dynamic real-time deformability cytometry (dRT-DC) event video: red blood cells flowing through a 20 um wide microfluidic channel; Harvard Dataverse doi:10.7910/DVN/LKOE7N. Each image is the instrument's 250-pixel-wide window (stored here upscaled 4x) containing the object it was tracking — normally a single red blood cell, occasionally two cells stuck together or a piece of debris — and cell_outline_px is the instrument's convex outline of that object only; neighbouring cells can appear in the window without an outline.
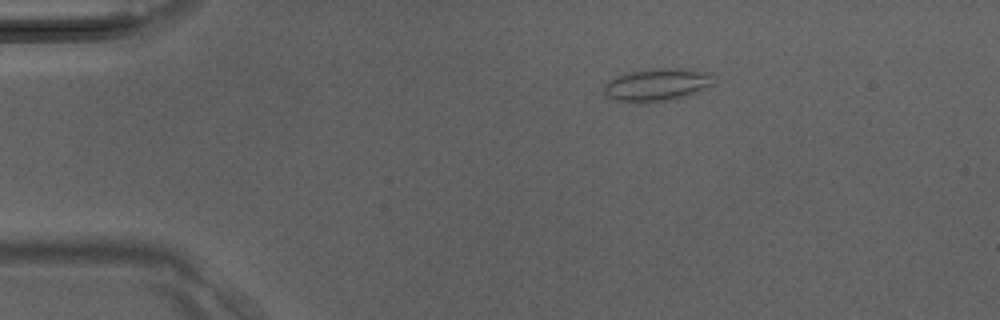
{"species": "Egyptian fruit bat (a non-hibernating species)", "species_latin": "Rousettus aegyptiacus", "temperature_condition": "room temperature", "stored_images_in_passage": 34, "camera_frame_rate_fps": 3000, "um_per_image_px": 0.085, "animal": {"sex": "male"}, "frame": {"image": 1, "passage_image": 1, "time_ms": 0.0, "image_size_px": [1000, 320], "cell_outline_px": [[716, 76], [712, 84], [688, 96], [672, 100], [644, 104], [616, 100], [608, 96], [604, 92], [604, 84], [608, 80], [616, 76], [632, 72], [652, 68], [692, 68], [708, 72]], "centroid_in_image_um": [55.88, 7.2], "position_along_channel_um": 29.1, "area_um2": 21.33}}
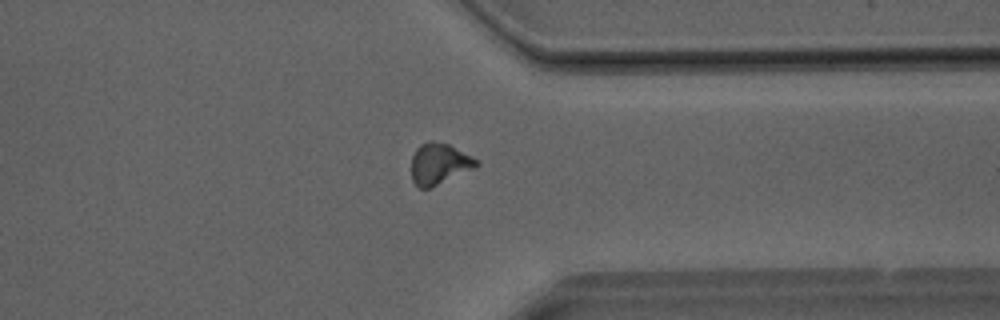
{"frame": {"image": 2, "passage_image": 25, "time_ms": 8.0, "image_size_px": [1000, 320], "cell_outline_px": [[480, 164], [472, 168], [428, 188], [420, 188], [412, 180], [412, 156], [416, 148], [420, 144], [432, 140], [448, 144], [480, 160]], "centroid_in_image_um": [37.32, 13.88], "position_along_channel_um": 374.1, "area_um2": 15.2}}
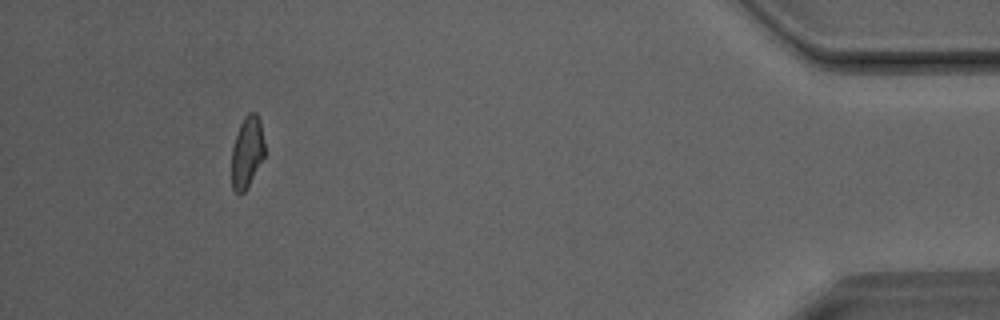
{"frame": {"image": 3, "passage_image": 31, "time_ms": 10.0, "image_size_px": [1000, 320], "cell_outline_px": [[264, 156], [244, 192], [236, 192], [232, 188], [232, 148], [240, 124], [244, 116], [248, 112], [256, 112], [260, 120], [264, 140]], "centroid_in_image_um": [21.0, 12.87], "position_along_channel_um": 414.2, "area_um2": 13.53}}